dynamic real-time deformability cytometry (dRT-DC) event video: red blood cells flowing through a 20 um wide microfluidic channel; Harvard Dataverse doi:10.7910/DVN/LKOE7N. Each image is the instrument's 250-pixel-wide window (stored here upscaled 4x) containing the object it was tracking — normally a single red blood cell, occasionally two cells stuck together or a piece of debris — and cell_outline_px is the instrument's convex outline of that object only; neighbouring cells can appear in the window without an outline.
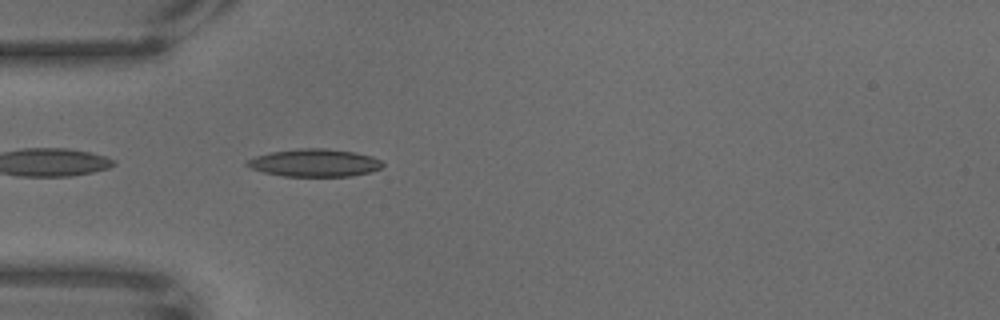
{"species": "common noctule bat (a hibernating species)", "species_latin": "Nyctalus noctula", "temperature_condition": "warm", "stored_images_in_passage": 47, "camera_frame_rate_fps": 3000, "um_per_image_px": 0.085, "animal": {"sex": "male", "body_mass_g": 18.8}, "frame": {"image": 1, "passage_image": 2, "time_ms": 0.333, "image_size_px": [1000, 320], "cell_outline_px": [[384, 164], [380, 168], [368, 172], [352, 176], [284, 176], [264, 172], [252, 168], [244, 164], [244, 160], [256, 156], [272, 152], [296, 148], [324, 148], [352, 152], [372, 156], [380, 160]], "centroid_in_image_um": [26.7, 13.83], "position_along_channel_um": 58.3, "area_um2": 21.73}}
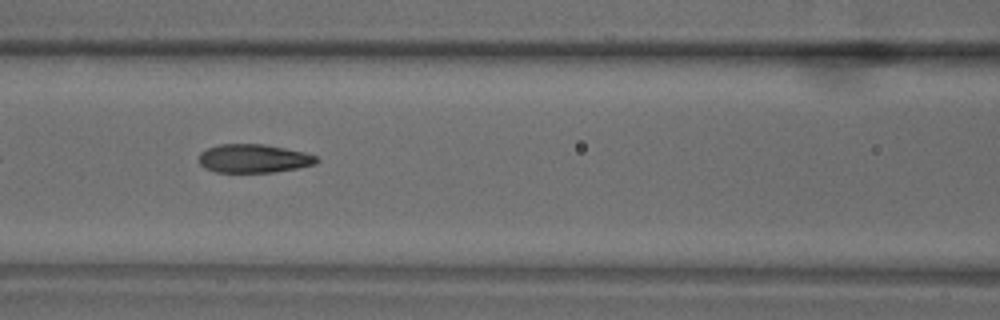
{"frame": {"image": 2, "passage_image": 11, "time_ms": 3.333, "image_size_px": [1000, 320], "cell_outline_px": [[320, 160], [316, 164], [296, 168], [272, 172], [216, 172], [204, 168], [196, 160], [200, 152], [208, 148], [220, 144], [264, 144], [304, 152], [316, 156]], "centroid_in_image_um": [21.52, 13.47], "position_along_channel_um": 145.1, "area_um2": 19.65}}
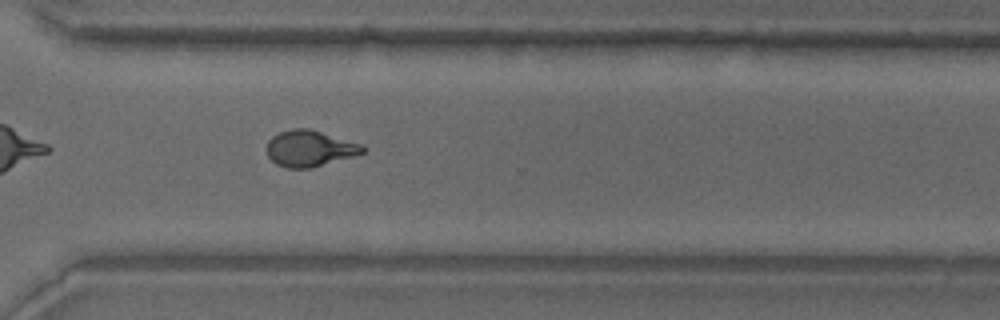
{"frame": {"image": 3, "passage_image": 31, "time_ms": 10.0, "image_size_px": [1000, 320], "cell_outline_px": [[364, 152], [352, 156], [312, 168], [288, 168], [276, 164], [268, 156], [264, 148], [268, 140], [272, 136], [280, 132], [292, 128], [308, 128], [364, 144]], "centroid_in_image_um": [26.29, 12.61], "position_along_channel_um": 344.3, "area_um2": 20.35}}